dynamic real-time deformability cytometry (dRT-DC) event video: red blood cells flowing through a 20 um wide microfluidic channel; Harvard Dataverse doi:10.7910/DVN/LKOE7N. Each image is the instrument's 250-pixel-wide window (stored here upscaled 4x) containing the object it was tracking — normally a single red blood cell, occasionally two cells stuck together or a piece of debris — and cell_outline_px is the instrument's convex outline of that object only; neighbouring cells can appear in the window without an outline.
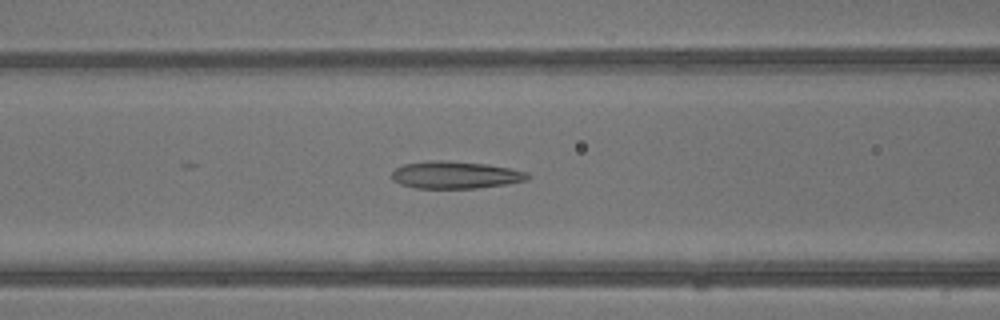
{"species": "common noctule bat (a hibernating species)", "species_latin": "Nyctalus noctula", "temperature_condition": "warm", "stored_images_in_passage": 30, "camera_frame_rate_fps": 3000, "um_per_image_px": 0.085, "animal": {"sex": "male", "body_mass_g": 13.3}, "frame": {"image": 1, "passage_image": 6, "time_ms": 1.667, "image_size_px": [1000, 320], "cell_outline_px": [[532, 176], [528, 180], [508, 184], [476, 188], [416, 188], [400, 184], [392, 180], [392, 172], [396, 168], [404, 164], [428, 160], [444, 160], [484, 164], [512, 168], [528, 172]], "centroid_in_image_um": [38.74, 14.87], "position_along_channel_um": 127.9, "area_um2": 21.79}}
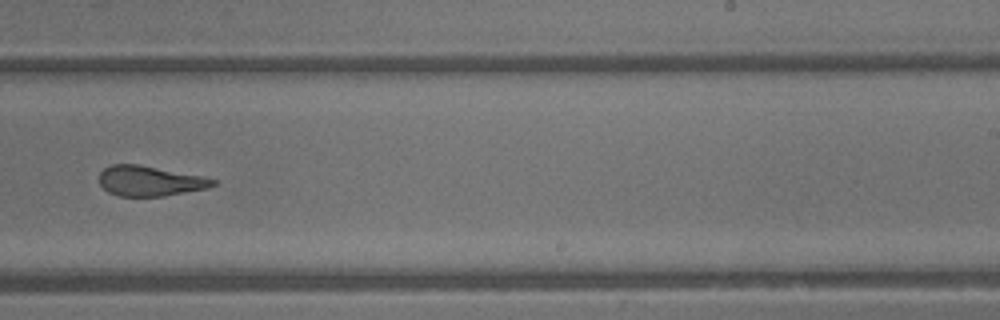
{"frame": {"image": 2, "passage_image": 15, "time_ms": 4.667, "image_size_px": [1000, 320], "cell_outline_px": [[216, 184], [208, 188], [164, 196], [120, 196], [108, 192], [100, 184], [100, 172], [104, 168], [112, 164], [136, 164], [204, 176], [216, 180]], "centroid_in_image_um": [12.75, 15.38], "position_along_channel_um": 276.3, "area_um2": 19.88}}
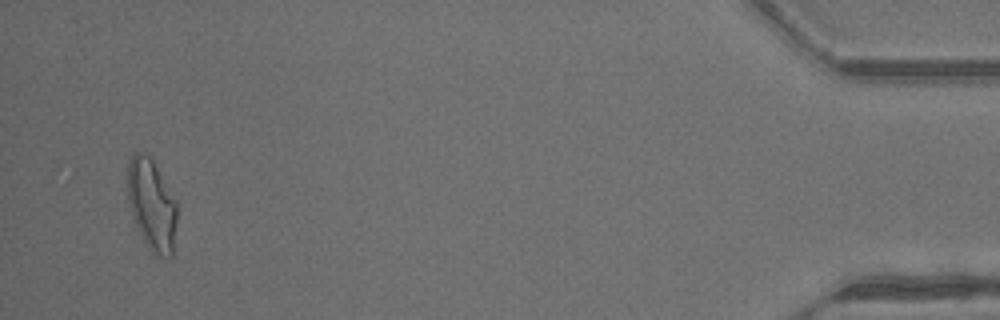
{"frame": {"image": 3, "passage_image": 29, "time_ms": 9.333, "image_size_px": [1000, 320], "cell_outline_px": [[176, 220], [172, 256], [160, 256], [152, 252], [144, 240], [136, 224], [132, 212], [128, 196], [128, 164], [132, 152], [140, 152], [148, 156], [152, 160], [176, 200]], "centroid_in_image_um": [12.9, 17.38], "position_along_channel_um": 422.3, "area_um2": 25.55}, "authors_computed_cell_mechanics": {"area_um2": 21.9062, "velocity_mm_per_s": 4.9582, "shape_relaxation_time_tau1_ms": null, "shape_relaxation_time_tau2_ms": 1.9037, "deformation_change_tau1": null, "deformation_change_tau2": 0.1185}}